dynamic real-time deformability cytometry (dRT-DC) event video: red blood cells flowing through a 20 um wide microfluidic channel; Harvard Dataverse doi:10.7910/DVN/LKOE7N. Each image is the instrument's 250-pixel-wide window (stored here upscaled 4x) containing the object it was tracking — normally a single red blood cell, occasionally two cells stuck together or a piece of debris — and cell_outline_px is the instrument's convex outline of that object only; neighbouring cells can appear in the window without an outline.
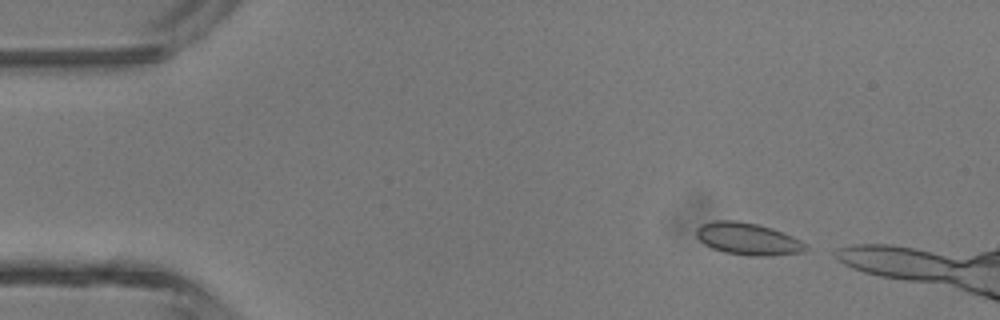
{"species": "common noctule bat (a hibernating species)", "species_latin": "Nyctalus noctula", "temperature_condition": "room temperature", "stored_images_in_passage": 10, "camera_frame_rate_fps": 3000, "um_per_image_px": 0.085, "animal": {"sex": "male", "body_mass_g": 13.3}, "frame": {"image": 1, "passage_image": 1, "time_ms": 0.0, "image_size_px": [1000, 320], "cell_outline_px": [[808, 248], [804, 252], [772, 256], [748, 256], [724, 252], [712, 248], [704, 244], [696, 236], [696, 228], [700, 224], [712, 220], [736, 220], [756, 224], [772, 228], [792, 236], [800, 240]], "centroid_in_image_um": [63.54, 20.3], "position_along_channel_um": 21.5, "area_um2": 20.63}}